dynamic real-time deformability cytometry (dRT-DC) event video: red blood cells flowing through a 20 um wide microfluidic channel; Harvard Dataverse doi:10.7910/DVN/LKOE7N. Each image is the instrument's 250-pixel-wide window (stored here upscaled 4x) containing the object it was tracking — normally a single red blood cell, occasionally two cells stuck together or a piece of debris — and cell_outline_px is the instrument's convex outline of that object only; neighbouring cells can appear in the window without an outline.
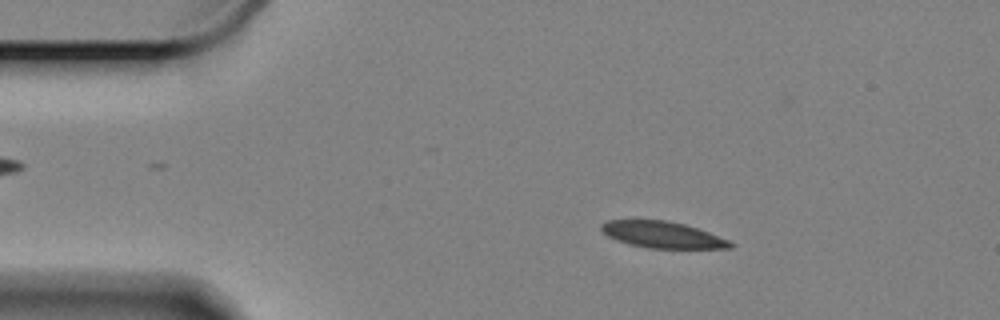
{"species": "Egyptian fruit bat (a non-hibernating species)", "species_latin": "Rousettus aegyptiacus", "temperature_condition": "cold", "stored_images_in_passage": 56, "camera_frame_rate_fps": 3000, "um_per_image_px": 0.085, "animal": {"sex": "female"}, "frame": {"image": 1, "passage_image": 6, "time_ms": 1.667, "image_size_px": [1000, 320], "cell_outline_px": [[736, 244], [732, 248], [648, 248], [628, 244], [616, 240], [608, 236], [600, 228], [600, 224], [604, 220], [664, 220], [684, 224], [708, 232], [728, 240]], "centroid_in_image_um": [56.28, 19.95], "position_along_channel_um": 28.7, "area_um2": 19.83}}
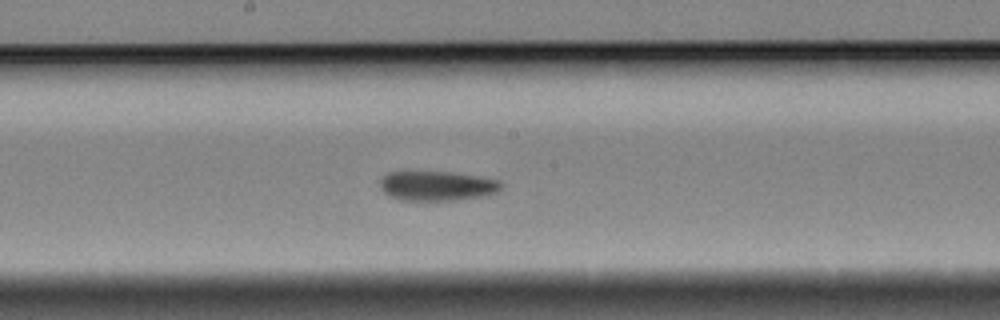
{"frame": {"image": 2, "passage_image": 27, "time_ms": 8.667, "image_size_px": [1000, 320], "cell_outline_px": [[504, 188], [496, 192], [484, 196], [456, 200], [400, 200], [388, 196], [380, 188], [380, 176], [388, 172], [452, 172], [500, 180], [504, 184]], "centroid_in_image_um": [37.15, 15.8], "position_along_channel_um": 211.1, "area_um2": 21.15}}
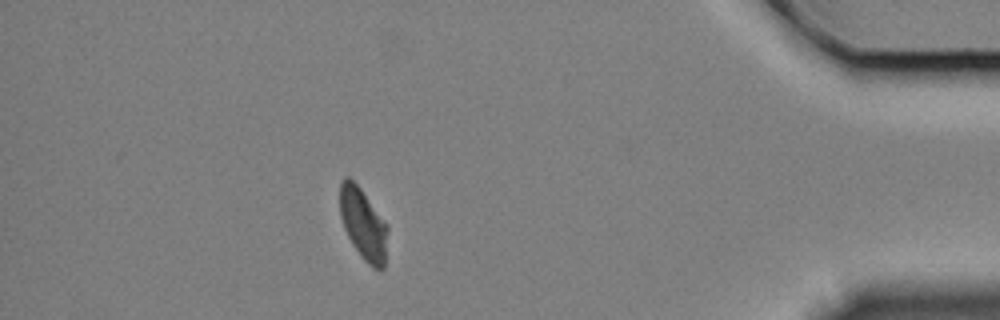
{"frame": {"image": 3, "passage_image": 49, "time_ms": 16.0, "image_size_px": [1000, 320], "cell_outline_px": [[388, 228], [384, 268], [372, 268], [360, 256], [352, 244], [344, 228], [340, 216], [340, 180], [344, 176], [348, 176], [360, 188], [388, 224]], "centroid_in_image_um": [30.87, 19.03], "position_along_channel_um": 404.3, "area_um2": 19.94}, "authors_computed_cell_mechanics": {"area_um2": 21.1548, "velocity_mm_per_s": 3.2838, "shape_relaxation_time_tau1_ms": 3.7824, "shape_relaxation_time_tau2_ms": 2.1823, "deformation_change_tau1": 0.1211, "deformation_change_tau2": 0.0719}}